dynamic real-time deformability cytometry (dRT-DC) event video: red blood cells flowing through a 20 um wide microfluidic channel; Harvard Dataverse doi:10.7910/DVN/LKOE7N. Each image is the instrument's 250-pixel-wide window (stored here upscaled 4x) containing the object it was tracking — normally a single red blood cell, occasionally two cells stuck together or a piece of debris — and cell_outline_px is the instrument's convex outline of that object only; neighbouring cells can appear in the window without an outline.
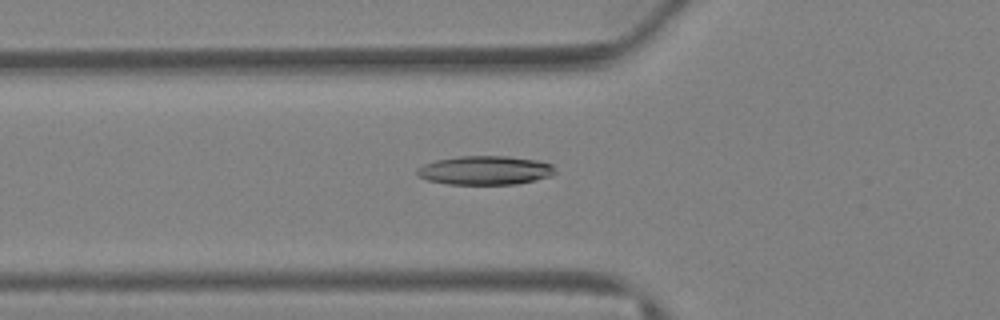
{"species": "Egyptian fruit bat (a non-hibernating species)", "species_latin": "Rousettus aegyptiacus", "temperature_condition": "warm", "stored_images_in_passage": 40, "camera_frame_rate_fps": 3000, "um_per_image_px": 0.085, "animal": {"sex": "female"}, "frame": {"image": 1, "passage_image": 15, "time_ms": 4.667, "image_size_px": [1000, 320], "cell_outline_px": [[556, 172], [552, 176], [536, 180], [516, 184], [448, 184], [428, 180], [420, 176], [416, 172], [416, 168], [424, 164], [436, 160], [460, 156], [508, 156], [540, 160], [552, 164]], "centroid_in_image_um": [41.27, 14.47], "position_along_channel_um": 84.5, "area_um2": 23.35}}
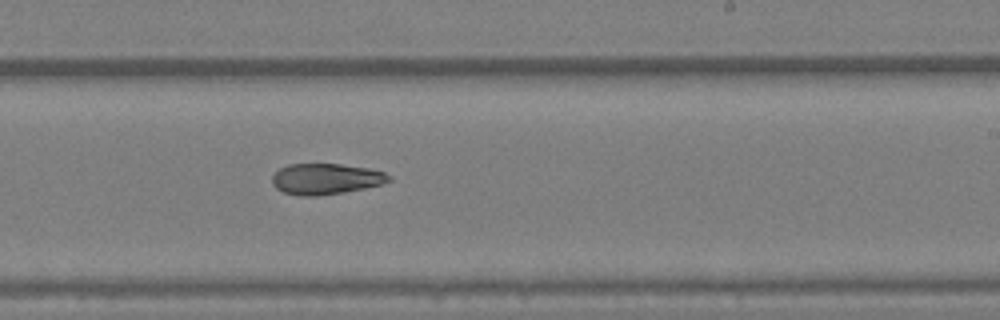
{"frame": {"image": 2, "passage_image": 25, "time_ms": 8.0, "image_size_px": [1000, 320], "cell_outline_px": [[392, 180], [384, 184], [344, 192], [316, 196], [300, 196], [284, 192], [276, 188], [272, 184], [272, 176], [280, 168], [288, 164], [340, 164], [368, 168], [384, 172], [392, 176]], "centroid_in_image_um": [27.71, 15.21], "position_along_channel_um": 261.3, "area_um2": 21.1}}
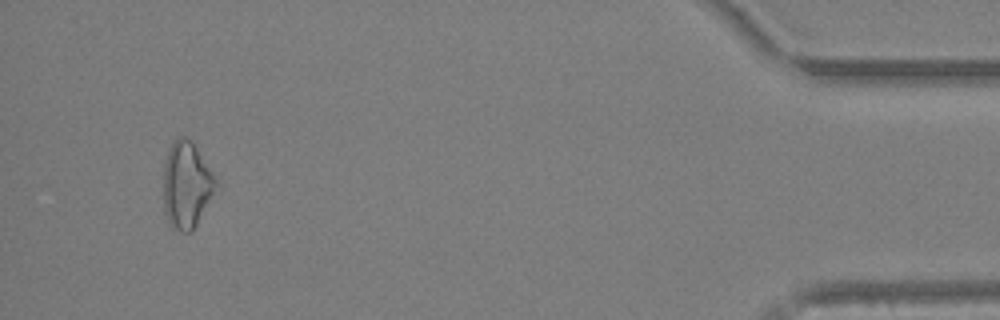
{"frame": {"image": 3, "passage_image": 38, "time_ms": 12.333, "image_size_px": [1000, 320], "cell_outline_px": [[220, 188], [192, 232], [180, 232], [172, 228], [168, 224], [164, 212], [164, 164], [168, 148], [172, 140], [180, 136], [184, 136], [192, 140], [216, 180]], "centroid_in_image_um": [15.87, 15.75], "position_along_channel_um": 419.3, "area_um2": 27.11}}